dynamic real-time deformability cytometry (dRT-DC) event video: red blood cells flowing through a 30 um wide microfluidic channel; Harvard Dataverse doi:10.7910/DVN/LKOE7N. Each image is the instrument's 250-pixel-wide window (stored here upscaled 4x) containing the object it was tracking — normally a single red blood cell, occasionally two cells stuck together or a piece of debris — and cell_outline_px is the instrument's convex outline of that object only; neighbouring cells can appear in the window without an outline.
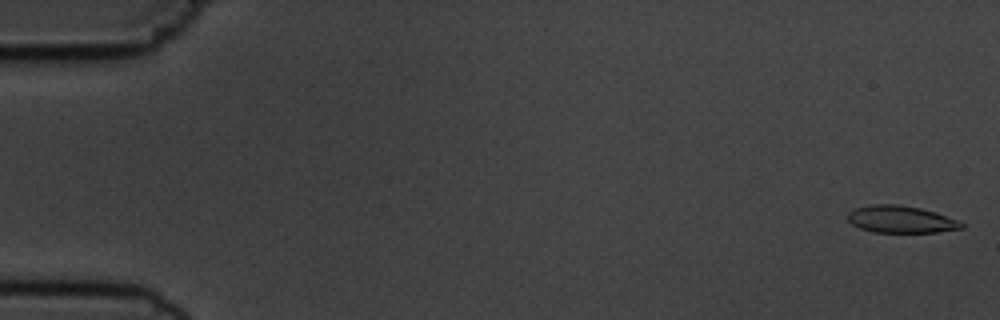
{"species": "common noctule bat (a hibernating species)", "species_latin": "Nyctalus noctula", "temperature_condition": "cold", "stored_images_in_passage": 5, "camera_frame_rate_fps": 3000, "um_per_image_px": 0.085, "animal": {"sex": "male", "body_mass_g": 19.5, "forearm_length_mm": 54.6}, "frame": {"image": 1, "passage_image": 1, "time_ms": 0.0, "image_size_px": [1000, 320], "cell_outline_px": [[964, 228], [936, 232], [872, 232], [860, 228], [852, 224], [848, 220], [848, 212], [856, 208], [872, 204], [896, 204], [920, 208], [936, 212], [956, 220], [964, 224]], "centroid_in_image_um": [76.56, 18.64], "position_along_channel_um": 8.4, "area_um2": 17.86}}
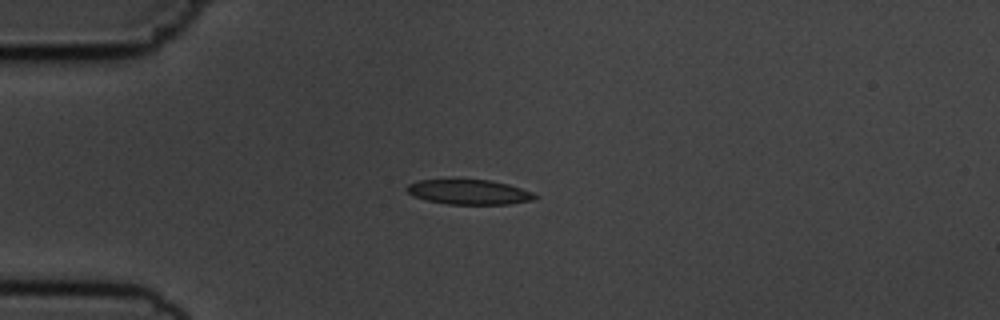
{"frame": {"image": 2, "passage_image": 5, "time_ms": 4.333, "image_size_px": [1000, 320], "cell_outline_px": [[540, 196], [532, 200], [508, 204], [448, 204], [428, 200], [416, 196], [408, 192], [404, 188], [408, 184], [420, 180], [492, 180], [508, 184], [532, 192]], "centroid_in_image_um": [39.9, 16.32], "position_along_channel_um": 45.1, "area_um2": 18.32}}